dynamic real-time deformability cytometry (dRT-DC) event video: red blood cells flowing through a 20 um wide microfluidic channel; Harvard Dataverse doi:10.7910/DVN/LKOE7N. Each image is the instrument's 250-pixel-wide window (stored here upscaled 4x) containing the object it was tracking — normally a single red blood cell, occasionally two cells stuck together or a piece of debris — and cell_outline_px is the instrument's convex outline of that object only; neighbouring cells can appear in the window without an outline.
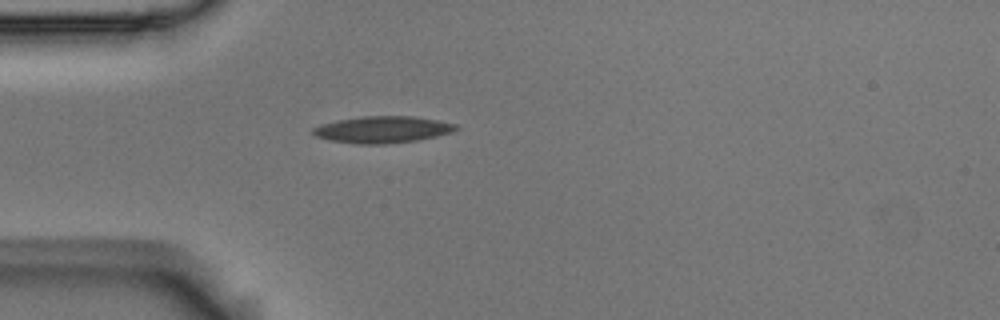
{"species": "Egyptian fruit bat (a non-hibernating species)", "species_latin": "Rousettus aegyptiacus", "temperature_condition": "room temperature", "stored_images_in_passage": 5, "camera_frame_rate_fps": 3000, "um_per_image_px": 0.085, "animal": {"sex": "male"}, "frame": {"image": 1, "passage_image": 5, "time_ms": 1.333, "image_size_px": [1000, 320], "cell_outline_px": [[460, 128], [452, 132], [436, 136], [416, 140], [388, 144], [356, 144], [332, 140], [316, 136], [312, 132], [312, 128], [320, 124], [336, 120], [360, 116], [412, 116], [436, 120], [456, 124]], "centroid_in_image_um": [32.5, 11.01], "position_along_channel_um": 52.5, "area_um2": 22.25}}